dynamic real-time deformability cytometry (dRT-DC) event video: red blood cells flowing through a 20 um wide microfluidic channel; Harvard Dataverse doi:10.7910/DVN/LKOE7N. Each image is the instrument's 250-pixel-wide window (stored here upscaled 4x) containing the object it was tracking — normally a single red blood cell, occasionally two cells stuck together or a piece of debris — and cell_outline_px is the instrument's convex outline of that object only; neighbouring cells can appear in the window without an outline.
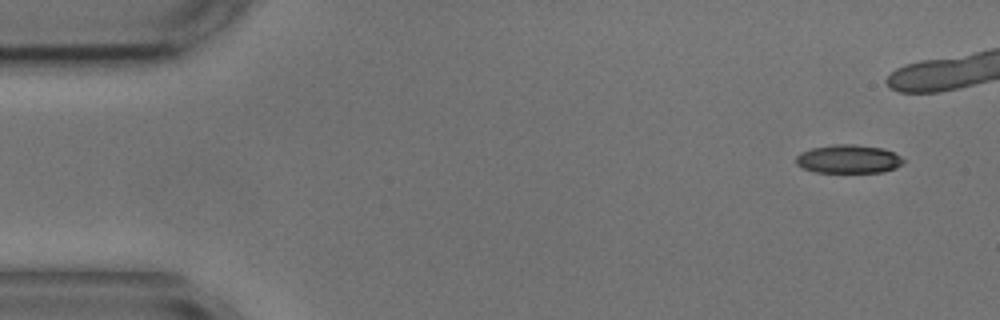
{"species": "common noctule bat (a hibernating species)", "species_latin": "Nyctalus noctula", "temperature_condition": "cold", "stored_images_in_passage": 12, "camera_frame_rate_fps": 3000, "um_per_image_px": 0.085, "animal": {"sex": "male", "body_mass_g": 17.9, "forearm_length_mm": 54.2}, "frame": {"image": 1, "passage_image": 1, "time_ms": 0.0, "image_size_px": [1000, 320], "cell_outline_px": [[904, 164], [896, 168], [884, 172], [816, 172], [800, 168], [796, 164], [796, 156], [800, 152], [812, 148], [836, 144], [852, 144], [884, 148], [900, 156], [904, 160]], "centroid_in_image_um": [72.11, 13.52], "position_along_channel_um": 12.9, "area_um2": 17.98}}